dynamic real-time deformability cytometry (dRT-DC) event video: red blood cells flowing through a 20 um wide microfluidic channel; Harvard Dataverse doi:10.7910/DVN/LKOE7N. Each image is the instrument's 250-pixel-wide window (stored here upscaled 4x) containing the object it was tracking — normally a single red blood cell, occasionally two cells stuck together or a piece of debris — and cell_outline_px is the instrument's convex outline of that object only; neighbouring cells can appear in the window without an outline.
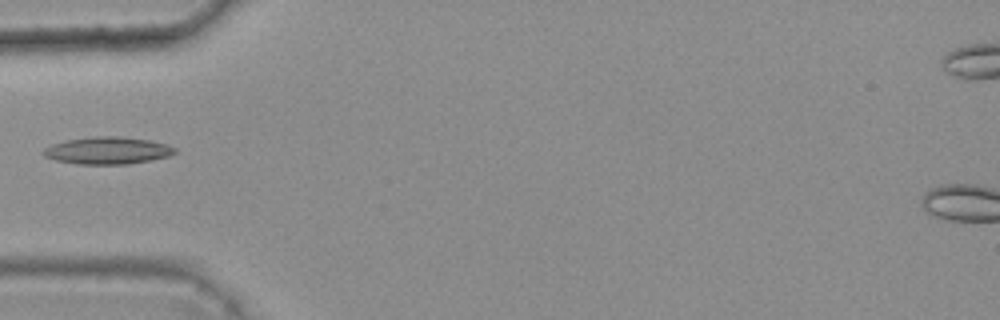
{"species": "common noctule bat (a hibernating species)", "species_latin": "Nyctalus noctula", "temperature_condition": "warm", "stored_images_in_passage": 1, "camera_frame_rate_fps": 3000, "um_per_image_px": 0.085, "animal": {"sex": "female", "body_mass_g": 25.1}, "frame": {"image": 1, "passage_image": 1, "time_ms": 0.0, "image_size_px": [1000, 320], "cell_outline_px": [[176, 152], [168, 156], [128, 164], [80, 164], [56, 160], [44, 156], [40, 152], [44, 148], [52, 144], [64, 140], [92, 136], [120, 136], [152, 140], [176, 148]], "centroid_in_image_um": [9.1, 12.78], "position_along_channel_um": 75.9, "area_um2": 20.87}}